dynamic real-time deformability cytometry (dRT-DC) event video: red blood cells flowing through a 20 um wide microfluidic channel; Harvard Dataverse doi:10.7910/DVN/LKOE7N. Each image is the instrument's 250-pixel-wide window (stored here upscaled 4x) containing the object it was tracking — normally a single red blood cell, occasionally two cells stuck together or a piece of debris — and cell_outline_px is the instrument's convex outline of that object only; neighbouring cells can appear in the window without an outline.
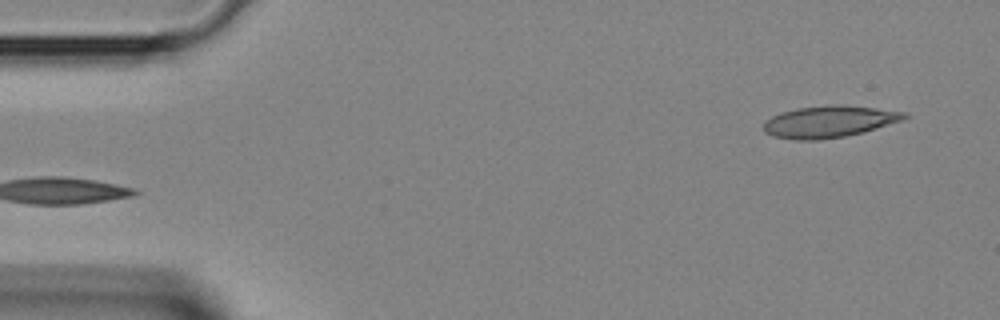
{"species": "Egyptian fruit bat (a non-hibernating species)", "species_latin": "Rousettus aegyptiacus", "temperature_condition": "room temperature", "stored_images_in_passage": 3, "camera_frame_rate_fps": 3000, "um_per_image_px": 0.085, "animal": {"sex": "female"}, "frame": {"image": 1, "passage_image": 1, "time_ms": 0.0, "image_size_px": [1000, 320], "cell_outline_px": [[908, 116], [904, 120], [864, 132], [844, 136], [816, 140], [796, 140], [772, 136], [764, 132], [764, 120], [780, 112], [796, 108], [832, 104], [840, 104], [876, 108], [908, 112]], "centroid_in_image_um": [70.48, 10.33], "position_along_channel_um": 14.5, "area_um2": 26.3}}